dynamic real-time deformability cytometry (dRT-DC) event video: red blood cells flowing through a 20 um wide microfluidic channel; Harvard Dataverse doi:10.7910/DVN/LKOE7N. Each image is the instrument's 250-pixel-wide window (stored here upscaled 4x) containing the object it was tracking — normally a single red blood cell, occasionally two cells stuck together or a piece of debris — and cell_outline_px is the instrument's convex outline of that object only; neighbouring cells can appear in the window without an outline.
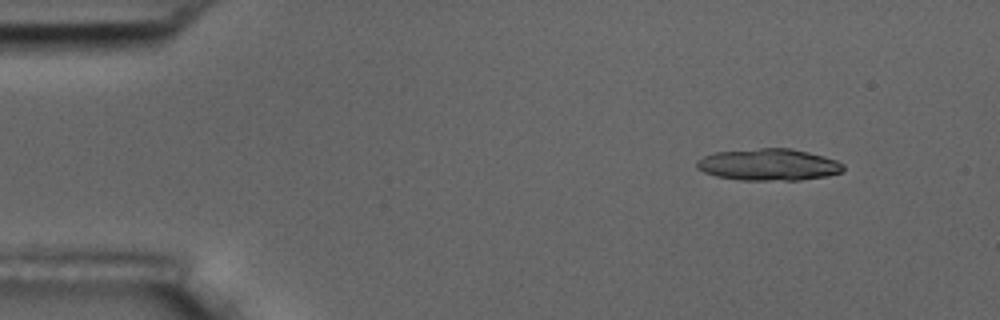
{"species": "common noctule bat (a hibernating species)", "species_latin": "Nyctalus noctula", "temperature_condition": "room temperature", "stored_images_in_passage": 6, "camera_frame_rate_fps": 3000, "um_per_image_px": 0.085, "animal": {"sex": "male", "body_mass_g": 17.5, "forearm_length_mm": 52.3}, "frame": {"image": 1, "passage_image": 1, "time_ms": 0.0, "image_size_px": [1000, 320], "cell_outline_px": [[844, 168], [840, 172], [828, 176], [800, 180], [740, 180], [716, 176], [704, 172], [696, 168], [696, 160], [704, 156], [716, 152], [760, 148], [792, 148], [824, 156], [836, 160], [844, 164]], "centroid_in_image_um": [65.33, 13.99], "position_along_channel_um": 19.7, "area_um2": 27.22}}